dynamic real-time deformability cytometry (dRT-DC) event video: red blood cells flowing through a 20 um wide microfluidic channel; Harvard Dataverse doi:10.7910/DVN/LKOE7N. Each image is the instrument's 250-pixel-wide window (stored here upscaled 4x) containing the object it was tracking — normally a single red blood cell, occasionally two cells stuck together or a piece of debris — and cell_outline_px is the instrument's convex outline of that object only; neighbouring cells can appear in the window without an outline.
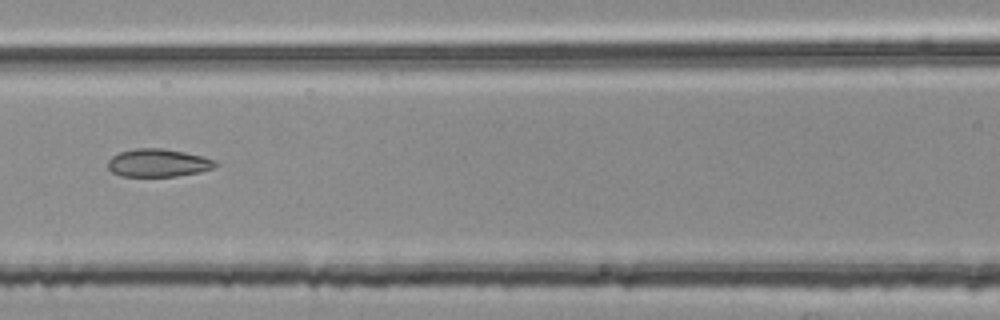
{"species": "common noctule bat (a hibernating species)", "species_latin": "Nyctalus noctula", "temperature_condition": "room temperature", "stored_images_in_passage": 5, "camera_frame_rate_fps": 3000, "um_per_image_px": 0.085, "animal": {"sex": "female", "body_mass_g": 25.1}, "frame": {"image": 1, "passage_image": 5, "time_ms": 1.333, "image_size_px": [1000, 320], "cell_outline_px": [[216, 164], [212, 168], [200, 172], [176, 176], [120, 176], [112, 172], [108, 168], [108, 160], [112, 156], [120, 152], [136, 148], [160, 148], [184, 152], [204, 156], [216, 160]], "centroid_in_image_um": [13.43, 13.84], "position_along_channel_um": 153.2, "area_um2": 17.46}}